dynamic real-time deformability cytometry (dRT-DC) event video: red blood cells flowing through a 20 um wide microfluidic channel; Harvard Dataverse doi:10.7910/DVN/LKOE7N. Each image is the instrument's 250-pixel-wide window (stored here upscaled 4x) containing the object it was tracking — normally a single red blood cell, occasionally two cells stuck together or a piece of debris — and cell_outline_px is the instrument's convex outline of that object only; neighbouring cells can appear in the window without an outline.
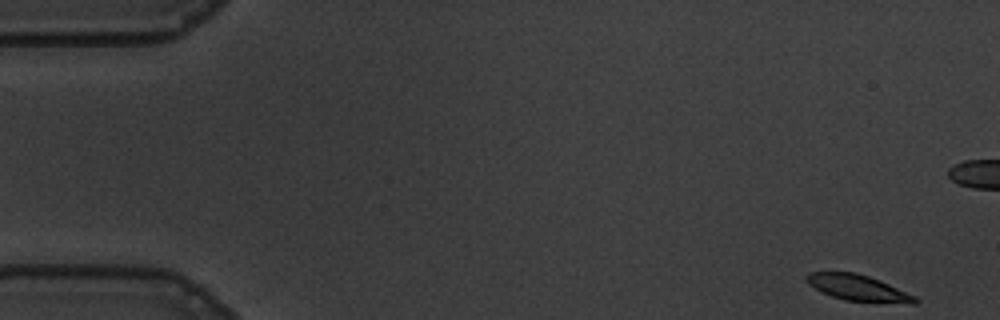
{"species": "common noctule bat (a hibernating species)", "species_latin": "Nyctalus noctula", "temperature_condition": "warm", "stored_images_in_passage": 55, "camera_frame_rate_fps": 3000, "um_per_image_px": 0.085, "animal": {"sex": "male", "body_mass_g": 19.5, "forearm_length_mm": 54.6}, "frame": {"image": 1, "passage_image": 1, "time_ms": 0.0, "image_size_px": [1000, 320], "cell_outline_px": [[920, 300], [916, 304], [912, 304], [844, 300], [820, 292], [808, 284], [804, 280], [804, 276], [808, 272], [856, 272], [880, 280], [916, 296]], "centroid_in_image_um": [72.92, 24.47], "position_along_channel_um": 12.1, "area_um2": 16.7}, "authors_computed_cell_mechanics": {"area_um2": 17.7446, "velocity_mm_per_s": 3.6218, "shape_relaxation_time_tau1_ms": 2.272, "shape_relaxation_time_tau2_ms": 3.9587, "deformation_change_tau1": 0.1182, "deformation_change_tau2": 0.0814}}